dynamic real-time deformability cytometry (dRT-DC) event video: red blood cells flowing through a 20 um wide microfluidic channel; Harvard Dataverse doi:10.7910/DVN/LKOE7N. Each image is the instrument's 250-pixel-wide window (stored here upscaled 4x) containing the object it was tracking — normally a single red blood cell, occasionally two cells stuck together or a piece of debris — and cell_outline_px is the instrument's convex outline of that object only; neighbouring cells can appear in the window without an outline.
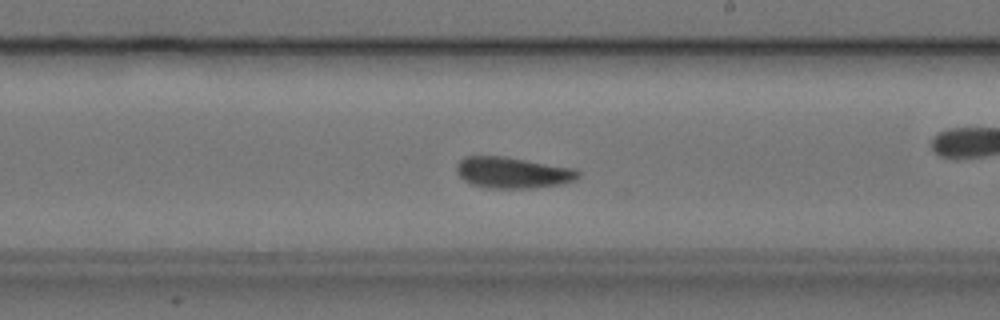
{"species": "common noctule bat (a hibernating species)", "species_latin": "Nyctalus noctula", "temperature_condition": "cold", "stored_images_in_passage": 56, "camera_frame_rate_fps": 3000, "um_per_image_px": 0.085, "animal": {"sex": "female", "body_mass_g": 24.6, "forearm_length_mm": 56.2}, "frame": {"image": 1, "passage_image": 32, "time_ms": 10.333, "image_size_px": [1000, 320], "cell_outline_px": [[580, 176], [576, 180], [560, 184], [532, 188], [488, 188], [472, 184], [464, 180], [456, 172], [456, 164], [464, 156], [504, 156], [576, 168], [580, 172]], "centroid_in_image_um": [43.59, 14.66], "position_along_channel_um": 245.4, "area_um2": 22.25}, "authors_computed_cell_mechanics": {"area_um2": 22.1374, "velocity_mm_per_s": 3.7106, "shape_relaxation_time_tau1_ms": 5.1788, "shape_relaxation_time_tau2_ms": 2.0092, "deformation_change_tau1": 0.1216, "deformation_change_tau2": 0.0702}}